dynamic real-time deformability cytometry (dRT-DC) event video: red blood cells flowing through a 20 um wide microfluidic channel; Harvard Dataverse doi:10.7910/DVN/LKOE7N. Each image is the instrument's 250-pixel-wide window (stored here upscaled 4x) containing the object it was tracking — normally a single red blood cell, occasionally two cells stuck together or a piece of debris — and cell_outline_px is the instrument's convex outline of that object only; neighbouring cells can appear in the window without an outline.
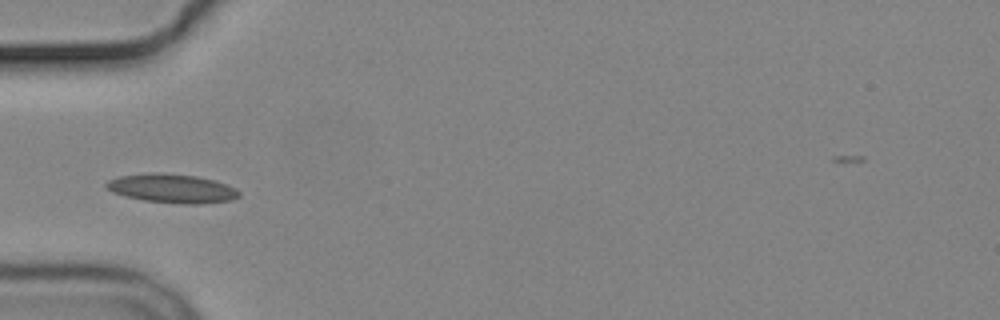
{"species": "common noctule bat (a hibernating species)", "species_latin": "Nyctalus noctula", "temperature_condition": "cold", "stored_images_in_passage": 7, "camera_frame_rate_fps": 3000, "um_per_image_px": 0.085, "animal": {"sex": "male", "body_mass_g": 19.2, "forearm_length_mm": 51.8}, "frame": {"image": 1, "passage_image": 5, "time_ms": 4.667, "image_size_px": [1000, 320], "cell_outline_px": [[240, 196], [232, 200], [200, 204], [188, 204], [144, 200], [124, 196], [112, 192], [104, 184], [108, 180], [120, 176], [196, 176], [212, 180], [236, 188], [240, 192]], "centroid_in_image_um": [14.69, 16.08], "position_along_channel_um": 70.3, "area_um2": 21.04}}
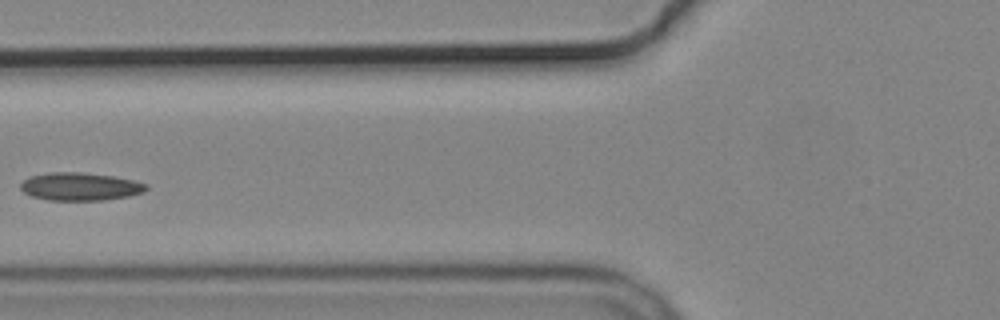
{"frame": {"image": 2, "passage_image": 6, "time_ms": 6.0, "image_size_px": [1000, 320], "cell_outline_px": [[148, 188], [144, 192], [128, 196], [104, 200], [48, 200], [32, 196], [24, 192], [20, 188], [20, 184], [28, 176], [48, 172], [80, 172], [112, 176], [132, 180], [148, 184]], "centroid_in_image_um": [6.79, 15.85], "position_along_channel_um": 119.0, "area_um2": 20.46}}
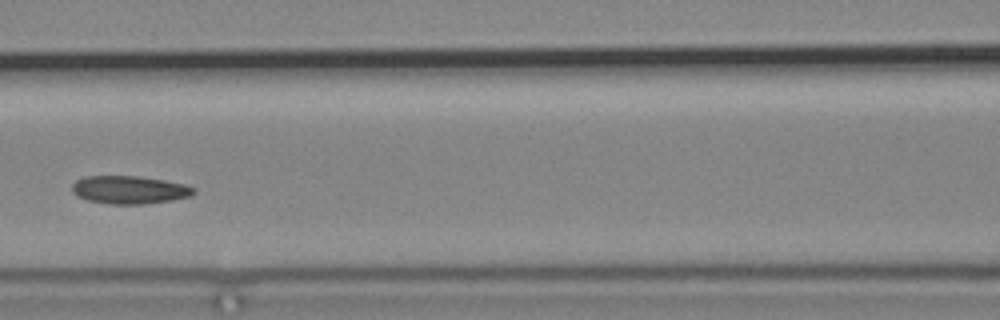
{"frame": {"image": 3, "passage_image": 7, "time_ms": 7.0, "image_size_px": [1000, 320], "cell_outline_px": [[196, 192], [192, 196], [172, 200], [144, 204], [108, 204], [88, 200], [72, 192], [72, 184], [76, 180], [84, 176], [140, 176], [164, 180], [184, 184], [196, 188]], "centroid_in_image_um": [11.03, 16.13], "position_along_channel_um": 155.6, "area_um2": 19.94}}